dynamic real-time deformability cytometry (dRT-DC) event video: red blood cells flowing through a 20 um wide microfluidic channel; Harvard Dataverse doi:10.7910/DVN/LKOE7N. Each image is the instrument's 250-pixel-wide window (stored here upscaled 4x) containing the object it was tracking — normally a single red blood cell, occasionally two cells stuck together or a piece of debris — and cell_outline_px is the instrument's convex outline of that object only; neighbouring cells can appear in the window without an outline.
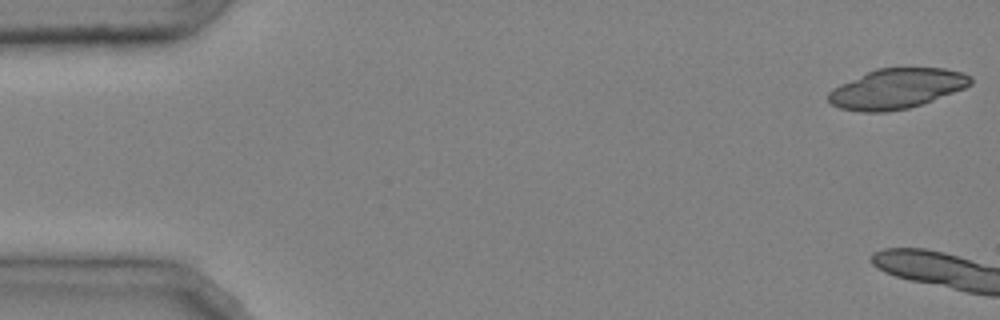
{"species": "common noctule bat (a hibernating species)", "species_latin": "Nyctalus noctula", "temperature_condition": "cold", "stored_images_in_passage": 4, "camera_frame_rate_fps": 3000, "um_per_image_px": 0.085, "animal": {"sex": "male", "body_mass_g": 20.4}, "frame": {"image": 1, "passage_image": 1, "time_ms": 0.0, "image_size_px": [1000, 320], "cell_outline_px": [[972, 84], [964, 88], [932, 100], [908, 108], [888, 112], [860, 112], [840, 108], [832, 104], [828, 100], [828, 92], [832, 88], [840, 84], [876, 68], [944, 68], [964, 72], [972, 76]], "centroid_in_image_um": [76.21, 7.53], "position_along_channel_um": 8.8, "area_um2": 33.12}}